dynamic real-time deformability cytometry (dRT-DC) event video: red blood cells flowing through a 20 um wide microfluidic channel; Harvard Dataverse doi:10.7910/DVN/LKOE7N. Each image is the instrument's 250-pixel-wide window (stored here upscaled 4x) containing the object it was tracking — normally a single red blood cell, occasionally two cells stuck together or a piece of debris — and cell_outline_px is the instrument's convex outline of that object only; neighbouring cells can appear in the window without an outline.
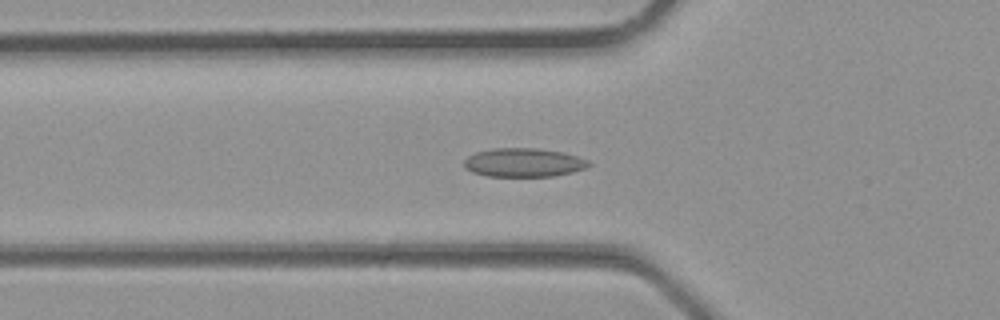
{"species": "common noctule bat (a hibernating species)", "species_latin": "Nyctalus noctula", "temperature_condition": "room temperature", "stored_images_in_passage": 33, "camera_frame_rate_fps": 3000, "um_per_image_px": 0.085, "animal": {"sex": "male", "body_mass_g": 23.1, "forearm_length_mm": 52.7}, "frame": {"image": 1, "passage_image": 11, "time_ms": 3.333, "image_size_px": [1000, 320], "cell_outline_px": [[592, 164], [584, 168], [572, 172], [552, 176], [488, 176], [472, 172], [464, 168], [464, 160], [468, 156], [476, 152], [492, 148], [540, 148], [564, 152], [588, 160]], "centroid_in_image_um": [44.49, 13.81], "position_along_channel_um": 81.3, "area_um2": 20.92}}
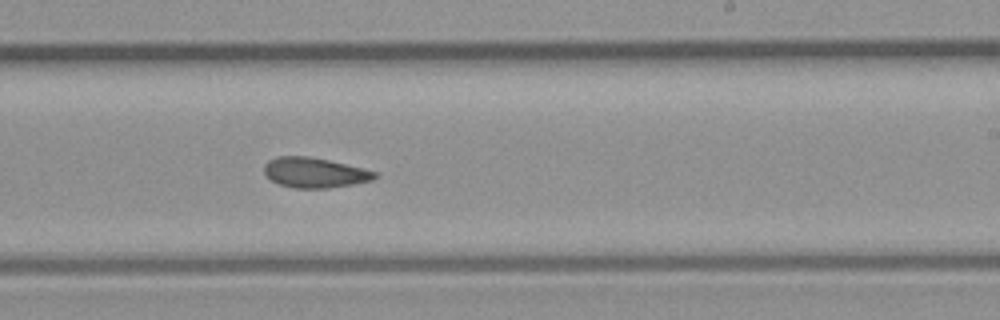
{"frame": {"image": 2, "passage_image": 20, "time_ms": 6.333, "image_size_px": [1000, 320], "cell_outline_px": [[376, 176], [372, 180], [352, 184], [328, 188], [296, 188], [280, 184], [272, 180], [264, 172], [264, 164], [268, 160], [276, 156], [308, 156], [328, 160], [364, 168], [376, 172]], "centroid_in_image_um": [26.72, 14.66], "position_along_channel_um": 262.3, "area_um2": 19.25}}
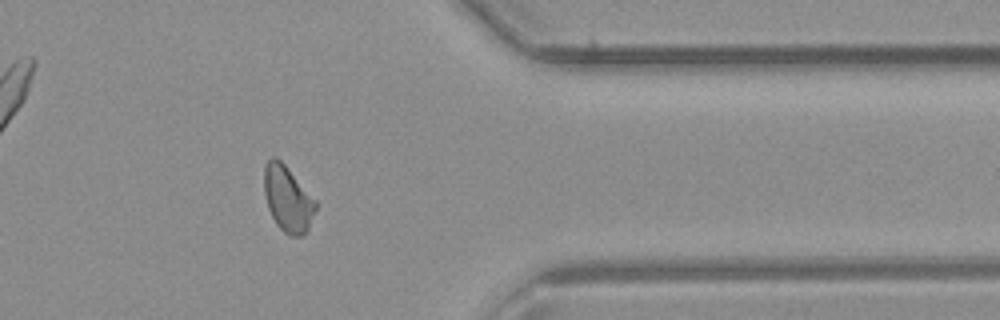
{"frame": {"image": 3, "passage_image": 27, "time_ms": 8.667, "image_size_px": [1000, 320], "cell_outline_px": [[316, 208], [308, 228], [304, 236], [288, 236], [276, 224], [268, 208], [264, 192], [264, 168], [268, 160], [272, 156], [276, 156], [284, 164], [316, 200]], "centroid_in_image_um": [24.45, 16.91], "position_along_channel_um": 387.0, "area_um2": 19.65}}